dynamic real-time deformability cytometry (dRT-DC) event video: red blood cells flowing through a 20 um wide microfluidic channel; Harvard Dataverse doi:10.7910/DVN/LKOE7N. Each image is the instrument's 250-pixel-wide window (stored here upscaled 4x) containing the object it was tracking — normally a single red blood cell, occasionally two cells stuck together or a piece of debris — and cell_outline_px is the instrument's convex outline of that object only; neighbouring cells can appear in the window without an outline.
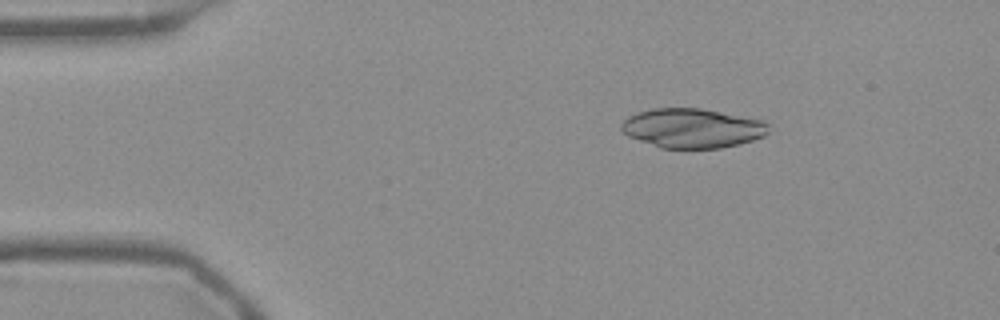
{"species": "Egyptian fruit bat (a non-hibernating species)", "species_latin": "Rousettus aegyptiacus", "temperature_condition": "warm", "stored_images_in_passage": 45, "camera_frame_rate_fps": 3000, "um_per_image_px": 0.085, "frame": {"image": 1, "passage_image": 1, "time_ms": 0.0, "image_size_px": [1000, 320], "cell_outline_px": [[768, 132], [764, 136], [740, 144], [720, 148], [660, 148], [628, 136], [620, 128], [620, 124], [628, 116], [652, 108], [700, 108], [764, 120], [768, 124]], "centroid_in_image_um": [58.85, 10.89], "position_along_channel_um": 26.2, "area_um2": 33.81}}